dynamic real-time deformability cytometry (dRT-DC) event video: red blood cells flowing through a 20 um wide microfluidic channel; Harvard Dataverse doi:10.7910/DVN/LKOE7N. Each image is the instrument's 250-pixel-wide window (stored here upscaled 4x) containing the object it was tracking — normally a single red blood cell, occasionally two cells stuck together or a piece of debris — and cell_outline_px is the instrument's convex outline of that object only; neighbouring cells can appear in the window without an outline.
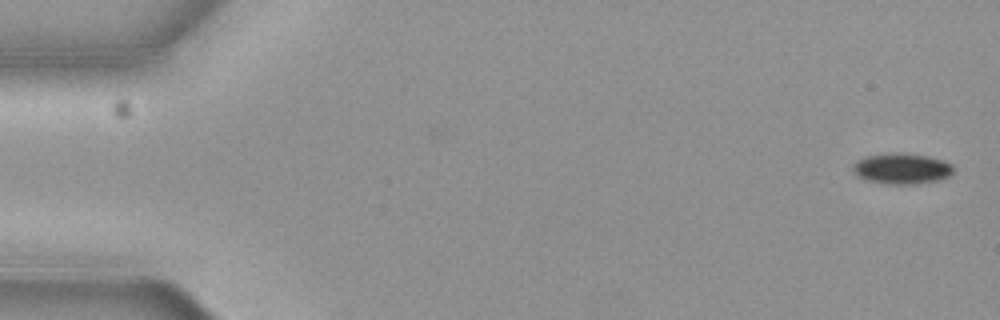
{"species": "common noctule bat (a hibernating species)", "species_latin": "Nyctalus noctula", "temperature_condition": "cold", "stored_images_in_passage": 5, "camera_frame_rate_fps": 3000, "um_per_image_px": 0.085, "animal": {"sex": "female", "body_mass_g": 19.3, "forearm_length_mm": 54.1}, "frame": {"image": 1, "passage_image": 1, "time_ms": 0.0, "image_size_px": [1000, 320], "cell_outline_px": [[952, 172], [948, 176], [940, 180], [916, 184], [888, 184], [864, 180], [856, 176], [852, 168], [860, 160], [868, 156], [896, 152], [928, 156], [944, 160], [952, 164]], "centroid_in_image_um": [76.67, 14.34], "position_along_channel_um": 8.3, "area_um2": 17.92}}
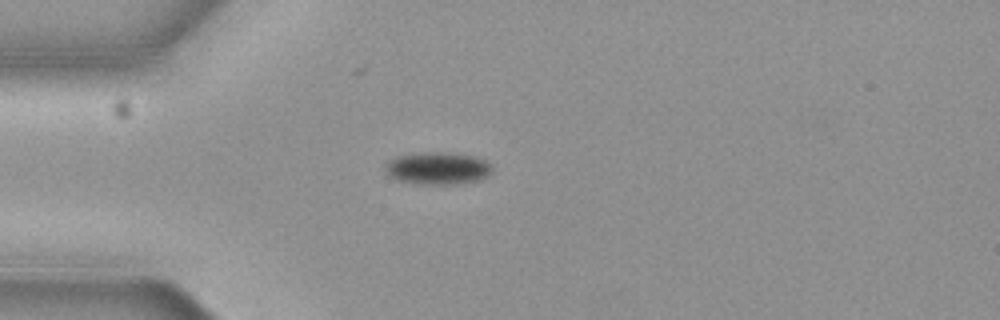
{"frame": {"image": 2, "passage_image": 5, "time_ms": 1.333, "image_size_px": [1000, 320], "cell_outline_px": [[492, 168], [488, 176], [476, 180], [452, 184], [420, 184], [396, 180], [384, 168], [384, 164], [396, 156], [432, 152], [444, 152], [472, 156], [484, 160]], "centroid_in_image_um": [37.17, 14.31], "position_along_channel_um": 47.8, "area_um2": 19.71}}